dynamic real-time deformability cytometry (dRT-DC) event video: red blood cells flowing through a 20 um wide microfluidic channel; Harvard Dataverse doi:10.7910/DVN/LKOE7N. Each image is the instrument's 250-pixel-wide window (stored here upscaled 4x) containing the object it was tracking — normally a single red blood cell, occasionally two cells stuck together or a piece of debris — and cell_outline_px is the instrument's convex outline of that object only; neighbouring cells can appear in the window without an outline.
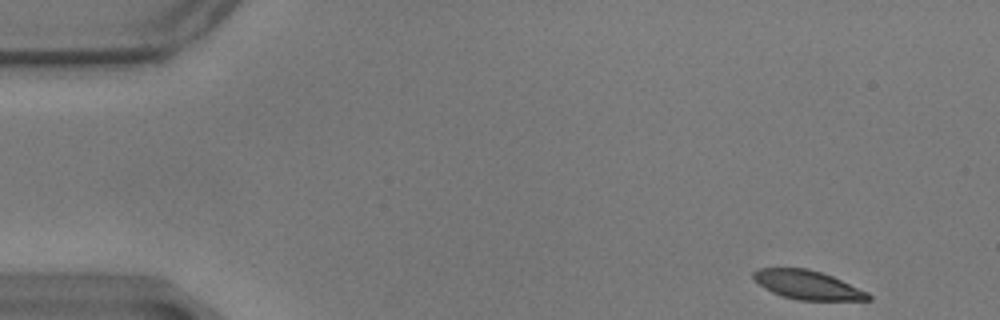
{"species": "common noctule bat (a hibernating species)", "species_latin": "Nyctalus noctula", "temperature_condition": "warm", "stored_images_in_passage": 12, "camera_frame_rate_fps": 3000, "um_per_image_px": 0.085, "animal": {"sex": "male", "body_mass_g": 17.9}, "frame": {"image": 1, "passage_image": 1, "time_ms": 0.0, "image_size_px": [1000, 320], "cell_outline_px": [[872, 300], [796, 300], [780, 296], [764, 288], [752, 276], [752, 272], [760, 268], [808, 268], [832, 276], [868, 292], [872, 296]], "centroid_in_image_um": [68.64, 24.22], "position_along_channel_um": 16.4, "area_um2": 19.31}}